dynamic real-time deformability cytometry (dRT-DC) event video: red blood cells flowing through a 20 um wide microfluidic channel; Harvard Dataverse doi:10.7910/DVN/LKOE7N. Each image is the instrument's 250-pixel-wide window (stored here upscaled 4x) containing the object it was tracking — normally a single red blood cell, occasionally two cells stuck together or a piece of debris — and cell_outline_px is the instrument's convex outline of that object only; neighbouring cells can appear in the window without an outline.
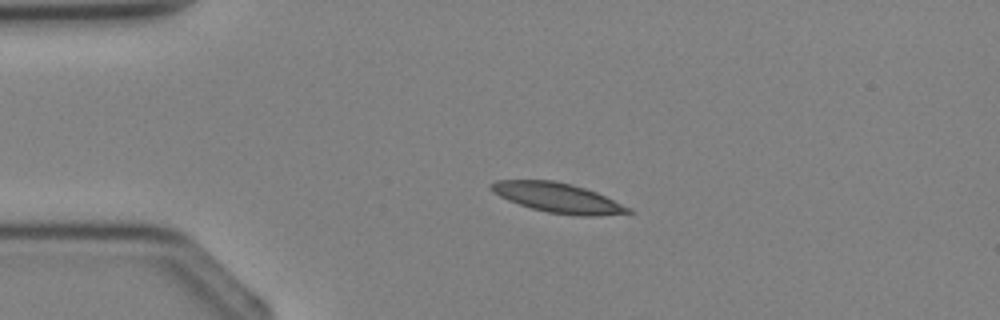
{"species": "Egyptian fruit bat (a non-hibernating species)", "species_latin": "Rousettus aegyptiacus", "temperature_condition": "cold", "stored_images_in_passage": 3, "camera_frame_rate_fps": 3000, "um_per_image_px": 0.085, "animal": {"sex": "female"}, "frame": {"image": 1, "passage_image": 2, "time_ms": 1.333, "image_size_px": [1000, 320], "cell_outline_px": [[632, 212], [596, 216], [584, 216], [548, 212], [532, 208], [508, 200], [492, 192], [488, 188], [496, 180], [552, 180], [572, 184], [596, 192], [632, 208]], "centroid_in_image_um": [47.41, 16.8], "position_along_channel_um": 37.6, "area_um2": 23.47}}
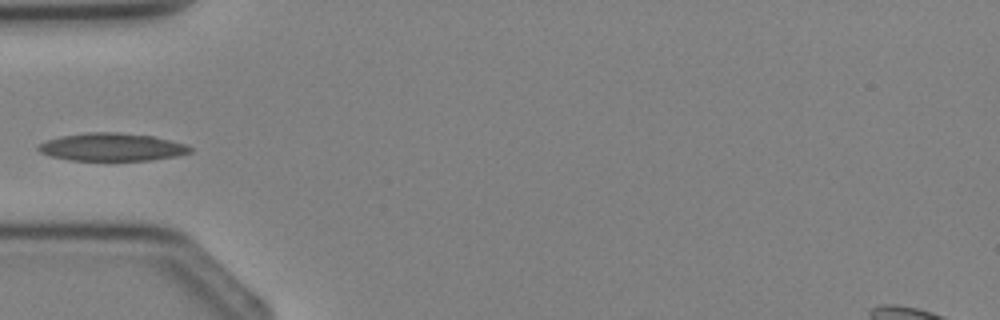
{"frame": {"image": 2, "passage_image": 3, "time_ms": 2.667, "image_size_px": [1000, 320], "cell_outline_px": [[192, 152], [176, 156], [148, 160], [68, 160], [52, 156], [40, 152], [36, 148], [40, 144], [48, 140], [60, 136], [84, 132], [120, 132], [152, 136], [184, 144], [192, 148]], "centroid_in_image_um": [9.49, 12.49], "position_along_channel_um": 75.5, "area_um2": 24.45}}